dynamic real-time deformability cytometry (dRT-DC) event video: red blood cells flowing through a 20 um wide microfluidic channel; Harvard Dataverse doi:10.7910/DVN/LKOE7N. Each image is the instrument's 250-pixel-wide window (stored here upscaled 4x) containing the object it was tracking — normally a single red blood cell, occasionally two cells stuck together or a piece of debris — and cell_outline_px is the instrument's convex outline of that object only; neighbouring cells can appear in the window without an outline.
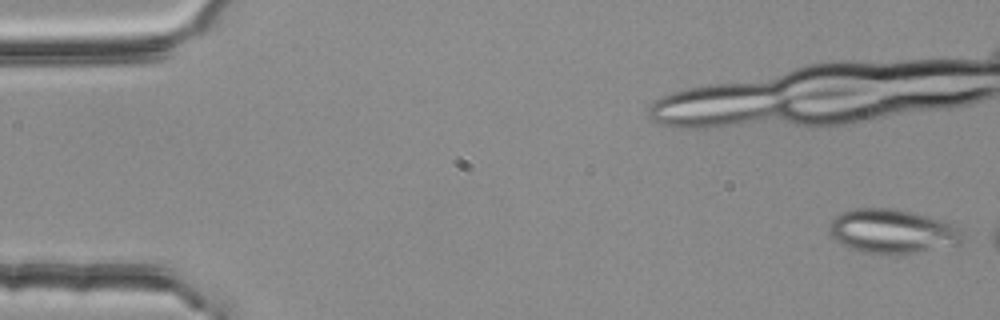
{"species": "common noctule bat (a hibernating species)", "species_latin": "Nyctalus noctula", "temperature_condition": "room temperature", "stored_images_in_passage": 3, "camera_frame_rate_fps": 3000, "um_per_image_px": 0.085, "animal": {"sex": "female", "body_mass_g": 25.1}, "frame": {"image": 1, "passage_image": 1, "time_ms": 0.0, "image_size_px": [1000, 320], "cell_outline_px": [[964, 240], [960, 244], [916, 252], [880, 256], [864, 252], [852, 248], [836, 240], [828, 232], [828, 228], [832, 220], [840, 212], [852, 208], [892, 208], [912, 212], [928, 216], [952, 224], [960, 228], [964, 232]], "centroid_in_image_um": [75.85, 19.66], "position_along_channel_um": 9.1, "area_um2": 34.56}}